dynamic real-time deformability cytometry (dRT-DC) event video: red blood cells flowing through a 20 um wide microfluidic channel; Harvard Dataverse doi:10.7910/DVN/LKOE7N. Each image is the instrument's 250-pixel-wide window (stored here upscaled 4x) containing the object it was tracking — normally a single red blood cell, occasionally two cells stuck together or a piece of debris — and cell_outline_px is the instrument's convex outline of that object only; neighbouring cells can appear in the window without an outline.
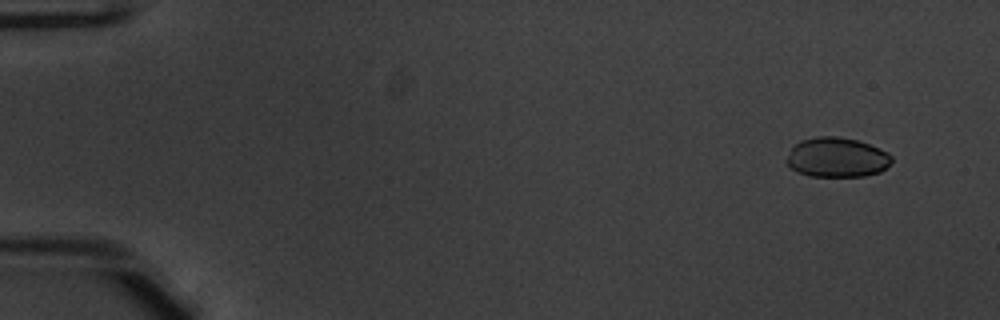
{"species": "common noctule bat (a hibernating species)", "species_latin": "Nyctalus noctula", "temperature_condition": "warm", "stored_images_in_passage": 12, "camera_frame_rate_fps": 3000, "um_per_image_px": 0.085, "animal": {"sex": "male", "body_mass_g": 20.1, "forearm_length_mm": 53.5}, "frame": {"image": 1, "passage_image": 4, "time_ms": 1.0, "image_size_px": [1000, 320], "cell_outline_px": [[892, 160], [880, 172], [864, 176], [812, 176], [800, 172], [792, 168], [784, 160], [792, 148], [800, 140], [816, 136], [836, 136], [856, 140], [868, 144], [888, 152], [892, 156]], "centroid_in_image_um": [71.12, 13.37], "position_along_channel_um": 13.9, "area_um2": 24.1}}